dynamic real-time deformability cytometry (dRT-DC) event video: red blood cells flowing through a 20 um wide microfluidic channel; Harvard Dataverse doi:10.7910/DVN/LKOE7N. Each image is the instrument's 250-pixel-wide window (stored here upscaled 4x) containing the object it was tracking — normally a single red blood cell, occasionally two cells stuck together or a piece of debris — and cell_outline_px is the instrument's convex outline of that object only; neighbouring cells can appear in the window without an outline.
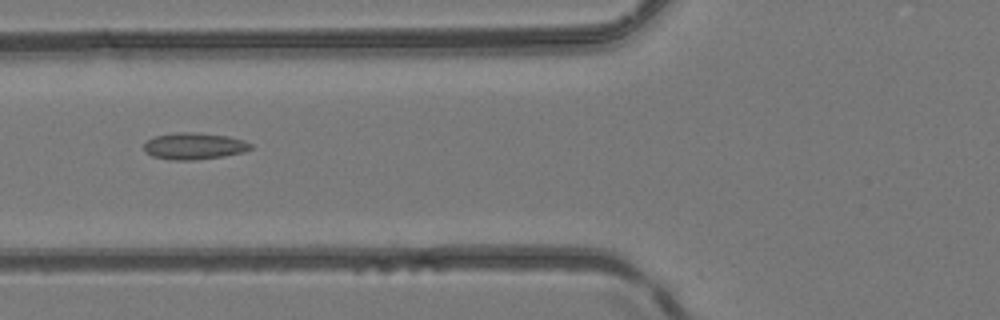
{"species": "common noctule bat (a hibernating species)", "species_latin": "Nyctalus noctula", "temperature_condition": "room temperature", "stored_images_in_passage": 5, "camera_frame_rate_fps": 3000, "um_per_image_px": 0.085, "animal": {"sex": "female", "body_mass_g": 24.6, "forearm_length_mm": 56.2}, "frame": {"image": 1, "passage_image": 5, "time_ms": 1.333, "image_size_px": [1000, 320], "cell_outline_px": [[252, 148], [244, 152], [224, 156], [196, 160], [168, 160], [152, 156], [144, 152], [144, 144], [148, 140], [156, 136], [176, 132], [196, 132], [228, 136], [244, 140], [252, 144]], "centroid_in_image_um": [16.5, 12.42], "position_along_channel_um": 109.3, "area_um2": 16.76}}